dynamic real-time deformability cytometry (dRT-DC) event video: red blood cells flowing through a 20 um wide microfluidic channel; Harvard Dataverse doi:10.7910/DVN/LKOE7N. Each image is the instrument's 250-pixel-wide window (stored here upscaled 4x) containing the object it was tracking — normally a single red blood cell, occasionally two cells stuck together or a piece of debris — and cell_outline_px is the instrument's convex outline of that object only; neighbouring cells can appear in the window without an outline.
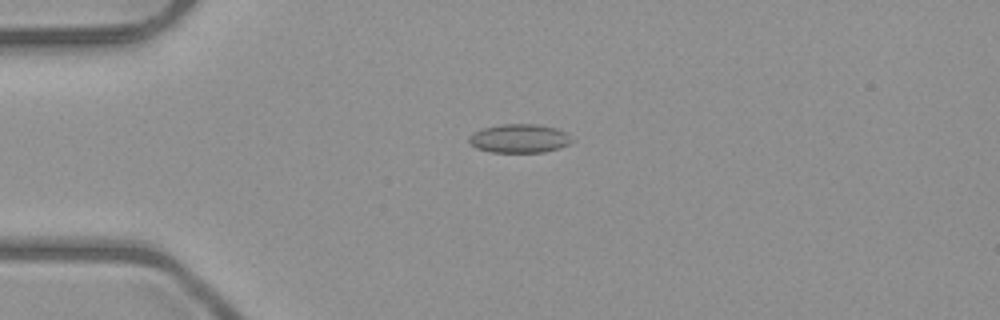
{"species": "common noctule bat (a hibernating species)", "species_latin": "Nyctalus noctula", "temperature_condition": "room temperature", "stored_images_in_passage": 3, "camera_frame_rate_fps": 3000, "um_per_image_px": 0.085, "animal": {"sex": "male", "body_mass_g": 23.1, "forearm_length_mm": 52.7}, "frame": {"image": 1, "passage_image": 2, "time_ms": 1.333, "image_size_px": [1000, 320], "cell_outline_px": [[576, 140], [568, 144], [544, 152], [492, 152], [476, 148], [468, 140], [468, 136], [484, 128], [504, 124], [536, 124], [556, 128], [564, 132]], "centroid_in_image_um": [44.16, 11.77], "position_along_channel_um": 40.8, "area_um2": 16.99}}